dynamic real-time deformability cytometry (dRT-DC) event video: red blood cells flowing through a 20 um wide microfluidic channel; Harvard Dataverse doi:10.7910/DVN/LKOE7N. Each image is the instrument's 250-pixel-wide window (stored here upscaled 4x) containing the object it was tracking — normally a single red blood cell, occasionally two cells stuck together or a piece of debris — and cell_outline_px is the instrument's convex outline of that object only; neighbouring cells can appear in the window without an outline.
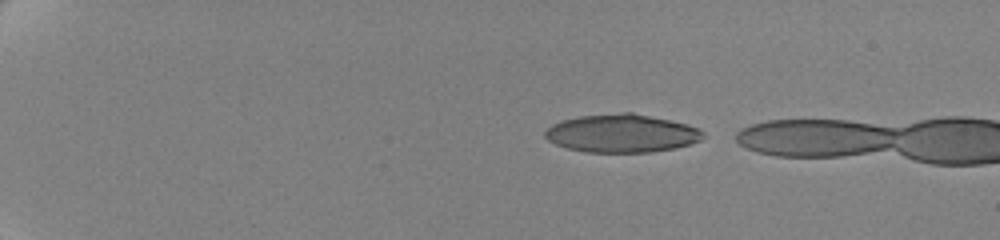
{"species": "human", "species_latin": "Homo sapiens", "temperature_condition": "cold", "stored_images_in_passage": 10, "camera_frame_rate_fps": 3000, "um_per_image_px": 0.085, "donor": {"sex": "female"}, "frame": {"image": 1, "passage_image": 1, "time_ms": 0.0, "image_size_px": [1000, 240], "cell_outline_px": [[704, 136], [700, 140], [676, 148], [652, 152], [584, 152], [568, 148], [556, 144], [548, 140], [544, 136], [544, 132], [552, 124], [564, 120], [580, 116], [624, 112], [632, 112], [688, 124], [704, 132]], "centroid_in_image_um": [52.84, 11.34], "position_along_channel_um": 32.2, "area_um2": 34.97}}